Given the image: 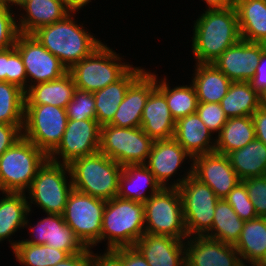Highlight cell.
<instances>
[{
  "instance_id": "1",
  "label": "cell",
  "mask_w": 266,
  "mask_h": 266,
  "mask_svg": "<svg viewBox=\"0 0 266 266\" xmlns=\"http://www.w3.org/2000/svg\"><path fill=\"white\" fill-rule=\"evenodd\" d=\"M194 20L192 46L196 63H212L240 39L235 7L207 9Z\"/></svg>"
},
{
  "instance_id": "2",
  "label": "cell",
  "mask_w": 266,
  "mask_h": 266,
  "mask_svg": "<svg viewBox=\"0 0 266 266\" xmlns=\"http://www.w3.org/2000/svg\"><path fill=\"white\" fill-rule=\"evenodd\" d=\"M75 14L77 13L71 12L63 20L40 27L32 33L67 70L103 43L75 21Z\"/></svg>"
},
{
  "instance_id": "3",
  "label": "cell",
  "mask_w": 266,
  "mask_h": 266,
  "mask_svg": "<svg viewBox=\"0 0 266 266\" xmlns=\"http://www.w3.org/2000/svg\"><path fill=\"white\" fill-rule=\"evenodd\" d=\"M144 233V203L118 196L106 201L101 228V243L107 240L106 250L134 247Z\"/></svg>"
},
{
  "instance_id": "4",
  "label": "cell",
  "mask_w": 266,
  "mask_h": 266,
  "mask_svg": "<svg viewBox=\"0 0 266 266\" xmlns=\"http://www.w3.org/2000/svg\"><path fill=\"white\" fill-rule=\"evenodd\" d=\"M68 166L73 189L106 201L118 195L123 167L102 152L75 159Z\"/></svg>"
},
{
  "instance_id": "5",
  "label": "cell",
  "mask_w": 266,
  "mask_h": 266,
  "mask_svg": "<svg viewBox=\"0 0 266 266\" xmlns=\"http://www.w3.org/2000/svg\"><path fill=\"white\" fill-rule=\"evenodd\" d=\"M72 190L69 166L47 159L39 168L30 188L25 192L26 196L29 195L27 197L29 211H33L31 208L34 204L46 214L62 215Z\"/></svg>"
},
{
  "instance_id": "6",
  "label": "cell",
  "mask_w": 266,
  "mask_h": 266,
  "mask_svg": "<svg viewBox=\"0 0 266 266\" xmlns=\"http://www.w3.org/2000/svg\"><path fill=\"white\" fill-rule=\"evenodd\" d=\"M47 159L44 151L20 138L0 156V190L25 193Z\"/></svg>"
},
{
  "instance_id": "7",
  "label": "cell",
  "mask_w": 266,
  "mask_h": 266,
  "mask_svg": "<svg viewBox=\"0 0 266 266\" xmlns=\"http://www.w3.org/2000/svg\"><path fill=\"white\" fill-rule=\"evenodd\" d=\"M122 61L124 60L119 53L102 43L68 72L74 80L76 89L94 93L115 83L133 66Z\"/></svg>"
},
{
  "instance_id": "8",
  "label": "cell",
  "mask_w": 266,
  "mask_h": 266,
  "mask_svg": "<svg viewBox=\"0 0 266 266\" xmlns=\"http://www.w3.org/2000/svg\"><path fill=\"white\" fill-rule=\"evenodd\" d=\"M145 233L188 238L178 188H162L144 203Z\"/></svg>"
},
{
  "instance_id": "9",
  "label": "cell",
  "mask_w": 266,
  "mask_h": 266,
  "mask_svg": "<svg viewBox=\"0 0 266 266\" xmlns=\"http://www.w3.org/2000/svg\"><path fill=\"white\" fill-rule=\"evenodd\" d=\"M153 142L141 127L126 128L106 124L101 126L99 152L122 167L145 164Z\"/></svg>"
},
{
  "instance_id": "10",
  "label": "cell",
  "mask_w": 266,
  "mask_h": 266,
  "mask_svg": "<svg viewBox=\"0 0 266 266\" xmlns=\"http://www.w3.org/2000/svg\"><path fill=\"white\" fill-rule=\"evenodd\" d=\"M178 189L188 237L206 236L211 231L219 198L208 185L193 174Z\"/></svg>"
},
{
  "instance_id": "11",
  "label": "cell",
  "mask_w": 266,
  "mask_h": 266,
  "mask_svg": "<svg viewBox=\"0 0 266 266\" xmlns=\"http://www.w3.org/2000/svg\"><path fill=\"white\" fill-rule=\"evenodd\" d=\"M67 121L65 108L25 105L23 137L49 155L61 142Z\"/></svg>"
},
{
  "instance_id": "12",
  "label": "cell",
  "mask_w": 266,
  "mask_h": 266,
  "mask_svg": "<svg viewBox=\"0 0 266 266\" xmlns=\"http://www.w3.org/2000/svg\"><path fill=\"white\" fill-rule=\"evenodd\" d=\"M106 200L90 196L75 189L70 193L63 219L80 241L89 248L101 242L103 211Z\"/></svg>"
},
{
  "instance_id": "13",
  "label": "cell",
  "mask_w": 266,
  "mask_h": 266,
  "mask_svg": "<svg viewBox=\"0 0 266 266\" xmlns=\"http://www.w3.org/2000/svg\"><path fill=\"white\" fill-rule=\"evenodd\" d=\"M100 130L101 125L96 119L68 120L61 142L48 159L69 165L75 159L98 152Z\"/></svg>"
},
{
  "instance_id": "14",
  "label": "cell",
  "mask_w": 266,
  "mask_h": 266,
  "mask_svg": "<svg viewBox=\"0 0 266 266\" xmlns=\"http://www.w3.org/2000/svg\"><path fill=\"white\" fill-rule=\"evenodd\" d=\"M192 158L174 138L155 140L145 165L163 188H179L192 174ZM185 159L191 162L189 164L191 165L190 168L185 169L187 172L185 171L176 180L171 178L176 175L179 169L181 171V168H184L182 167V163L185 165Z\"/></svg>"
},
{
  "instance_id": "15",
  "label": "cell",
  "mask_w": 266,
  "mask_h": 266,
  "mask_svg": "<svg viewBox=\"0 0 266 266\" xmlns=\"http://www.w3.org/2000/svg\"><path fill=\"white\" fill-rule=\"evenodd\" d=\"M27 75V88L55 80L68 72L61 61L50 53L32 34H19L15 43Z\"/></svg>"
},
{
  "instance_id": "16",
  "label": "cell",
  "mask_w": 266,
  "mask_h": 266,
  "mask_svg": "<svg viewBox=\"0 0 266 266\" xmlns=\"http://www.w3.org/2000/svg\"><path fill=\"white\" fill-rule=\"evenodd\" d=\"M46 216L35 225L29 224L30 221L27 217L24 227L29 226L32 236L30 239L26 238L18 243L46 244L65 251L69 255L80 253L87 248L75 235L72 228L65 223L63 215L47 213Z\"/></svg>"
},
{
  "instance_id": "17",
  "label": "cell",
  "mask_w": 266,
  "mask_h": 266,
  "mask_svg": "<svg viewBox=\"0 0 266 266\" xmlns=\"http://www.w3.org/2000/svg\"><path fill=\"white\" fill-rule=\"evenodd\" d=\"M192 174L208 185L219 199L225 198L241 182L228 157L215 151L194 156Z\"/></svg>"
},
{
  "instance_id": "18",
  "label": "cell",
  "mask_w": 266,
  "mask_h": 266,
  "mask_svg": "<svg viewBox=\"0 0 266 266\" xmlns=\"http://www.w3.org/2000/svg\"><path fill=\"white\" fill-rule=\"evenodd\" d=\"M265 49L266 44L240 39L212 63L232 82H249L254 76L260 55Z\"/></svg>"
},
{
  "instance_id": "19",
  "label": "cell",
  "mask_w": 266,
  "mask_h": 266,
  "mask_svg": "<svg viewBox=\"0 0 266 266\" xmlns=\"http://www.w3.org/2000/svg\"><path fill=\"white\" fill-rule=\"evenodd\" d=\"M234 245L206 236L185 241V266H243Z\"/></svg>"
},
{
  "instance_id": "20",
  "label": "cell",
  "mask_w": 266,
  "mask_h": 266,
  "mask_svg": "<svg viewBox=\"0 0 266 266\" xmlns=\"http://www.w3.org/2000/svg\"><path fill=\"white\" fill-rule=\"evenodd\" d=\"M157 86V74L144 70L128 87L113 119L108 123L115 127H141V117L150 93Z\"/></svg>"
},
{
  "instance_id": "21",
  "label": "cell",
  "mask_w": 266,
  "mask_h": 266,
  "mask_svg": "<svg viewBox=\"0 0 266 266\" xmlns=\"http://www.w3.org/2000/svg\"><path fill=\"white\" fill-rule=\"evenodd\" d=\"M185 241L144 233L134 247L150 266H185Z\"/></svg>"
},
{
  "instance_id": "22",
  "label": "cell",
  "mask_w": 266,
  "mask_h": 266,
  "mask_svg": "<svg viewBox=\"0 0 266 266\" xmlns=\"http://www.w3.org/2000/svg\"><path fill=\"white\" fill-rule=\"evenodd\" d=\"M17 25L21 34H32L38 28L63 20L71 12L63 0H25L19 6ZM25 14V15H24Z\"/></svg>"
},
{
  "instance_id": "23",
  "label": "cell",
  "mask_w": 266,
  "mask_h": 266,
  "mask_svg": "<svg viewBox=\"0 0 266 266\" xmlns=\"http://www.w3.org/2000/svg\"><path fill=\"white\" fill-rule=\"evenodd\" d=\"M173 119L165 96L155 88L147 98L141 117V128L153 140L173 138Z\"/></svg>"
},
{
  "instance_id": "24",
  "label": "cell",
  "mask_w": 266,
  "mask_h": 266,
  "mask_svg": "<svg viewBox=\"0 0 266 266\" xmlns=\"http://www.w3.org/2000/svg\"><path fill=\"white\" fill-rule=\"evenodd\" d=\"M173 138L192 156L215 151L216 137L201 121L197 113L184 116L175 122Z\"/></svg>"
},
{
  "instance_id": "25",
  "label": "cell",
  "mask_w": 266,
  "mask_h": 266,
  "mask_svg": "<svg viewBox=\"0 0 266 266\" xmlns=\"http://www.w3.org/2000/svg\"><path fill=\"white\" fill-rule=\"evenodd\" d=\"M148 188L149 190H147ZM162 188L145 164L126 165L122 168L119 178L117 196L145 203Z\"/></svg>"
},
{
  "instance_id": "26",
  "label": "cell",
  "mask_w": 266,
  "mask_h": 266,
  "mask_svg": "<svg viewBox=\"0 0 266 266\" xmlns=\"http://www.w3.org/2000/svg\"><path fill=\"white\" fill-rule=\"evenodd\" d=\"M0 199V243L5 239L10 242L13 250L20 240H12L18 230L24 229L26 218L31 213L27 202L26 193L22 192H1ZM15 241V242H14Z\"/></svg>"
},
{
  "instance_id": "27",
  "label": "cell",
  "mask_w": 266,
  "mask_h": 266,
  "mask_svg": "<svg viewBox=\"0 0 266 266\" xmlns=\"http://www.w3.org/2000/svg\"><path fill=\"white\" fill-rule=\"evenodd\" d=\"M193 79L198 103H219L227 94L232 81L213 63H195Z\"/></svg>"
},
{
  "instance_id": "28",
  "label": "cell",
  "mask_w": 266,
  "mask_h": 266,
  "mask_svg": "<svg viewBox=\"0 0 266 266\" xmlns=\"http://www.w3.org/2000/svg\"><path fill=\"white\" fill-rule=\"evenodd\" d=\"M144 68L131 67L119 80L93 93L95 99L96 120L102 125L108 124L125 97L129 85L144 71Z\"/></svg>"
},
{
  "instance_id": "29",
  "label": "cell",
  "mask_w": 266,
  "mask_h": 266,
  "mask_svg": "<svg viewBox=\"0 0 266 266\" xmlns=\"http://www.w3.org/2000/svg\"><path fill=\"white\" fill-rule=\"evenodd\" d=\"M76 85L69 72L58 79L39 83L25 90V105H53L66 108L73 98Z\"/></svg>"
},
{
  "instance_id": "30",
  "label": "cell",
  "mask_w": 266,
  "mask_h": 266,
  "mask_svg": "<svg viewBox=\"0 0 266 266\" xmlns=\"http://www.w3.org/2000/svg\"><path fill=\"white\" fill-rule=\"evenodd\" d=\"M240 37L266 44V0H235Z\"/></svg>"
},
{
  "instance_id": "31",
  "label": "cell",
  "mask_w": 266,
  "mask_h": 266,
  "mask_svg": "<svg viewBox=\"0 0 266 266\" xmlns=\"http://www.w3.org/2000/svg\"><path fill=\"white\" fill-rule=\"evenodd\" d=\"M226 156L241 181L266 175V145L257 138Z\"/></svg>"
},
{
  "instance_id": "32",
  "label": "cell",
  "mask_w": 266,
  "mask_h": 266,
  "mask_svg": "<svg viewBox=\"0 0 266 266\" xmlns=\"http://www.w3.org/2000/svg\"><path fill=\"white\" fill-rule=\"evenodd\" d=\"M244 265L255 266L264 256L266 250V218L256 217L244 221L237 243L234 245Z\"/></svg>"
},
{
  "instance_id": "33",
  "label": "cell",
  "mask_w": 266,
  "mask_h": 266,
  "mask_svg": "<svg viewBox=\"0 0 266 266\" xmlns=\"http://www.w3.org/2000/svg\"><path fill=\"white\" fill-rule=\"evenodd\" d=\"M256 138L252 116L228 118L216 137L215 152L227 155Z\"/></svg>"
},
{
  "instance_id": "34",
  "label": "cell",
  "mask_w": 266,
  "mask_h": 266,
  "mask_svg": "<svg viewBox=\"0 0 266 266\" xmlns=\"http://www.w3.org/2000/svg\"><path fill=\"white\" fill-rule=\"evenodd\" d=\"M220 105L228 118L252 116L260 107V95L250 82H232Z\"/></svg>"
},
{
  "instance_id": "35",
  "label": "cell",
  "mask_w": 266,
  "mask_h": 266,
  "mask_svg": "<svg viewBox=\"0 0 266 266\" xmlns=\"http://www.w3.org/2000/svg\"><path fill=\"white\" fill-rule=\"evenodd\" d=\"M243 226L244 221L240 219L230 204L222 198L217 201L212 228L206 237L235 245Z\"/></svg>"
},
{
  "instance_id": "36",
  "label": "cell",
  "mask_w": 266,
  "mask_h": 266,
  "mask_svg": "<svg viewBox=\"0 0 266 266\" xmlns=\"http://www.w3.org/2000/svg\"><path fill=\"white\" fill-rule=\"evenodd\" d=\"M167 80L166 77L158 80L157 74L156 88L165 96L173 119L177 121L184 116L196 113L198 100L194 86L190 83V85L171 88Z\"/></svg>"
},
{
  "instance_id": "37",
  "label": "cell",
  "mask_w": 266,
  "mask_h": 266,
  "mask_svg": "<svg viewBox=\"0 0 266 266\" xmlns=\"http://www.w3.org/2000/svg\"><path fill=\"white\" fill-rule=\"evenodd\" d=\"M13 253L22 266H54L70 256L46 244L29 243H18Z\"/></svg>"
},
{
  "instance_id": "38",
  "label": "cell",
  "mask_w": 266,
  "mask_h": 266,
  "mask_svg": "<svg viewBox=\"0 0 266 266\" xmlns=\"http://www.w3.org/2000/svg\"><path fill=\"white\" fill-rule=\"evenodd\" d=\"M24 93L19 86L0 81V123L24 125Z\"/></svg>"
},
{
  "instance_id": "39",
  "label": "cell",
  "mask_w": 266,
  "mask_h": 266,
  "mask_svg": "<svg viewBox=\"0 0 266 266\" xmlns=\"http://www.w3.org/2000/svg\"><path fill=\"white\" fill-rule=\"evenodd\" d=\"M0 81L27 89V75L20 53L15 46L0 50Z\"/></svg>"
},
{
  "instance_id": "40",
  "label": "cell",
  "mask_w": 266,
  "mask_h": 266,
  "mask_svg": "<svg viewBox=\"0 0 266 266\" xmlns=\"http://www.w3.org/2000/svg\"><path fill=\"white\" fill-rule=\"evenodd\" d=\"M65 109L68 120L96 119L95 99L87 91L76 89Z\"/></svg>"
},
{
  "instance_id": "41",
  "label": "cell",
  "mask_w": 266,
  "mask_h": 266,
  "mask_svg": "<svg viewBox=\"0 0 266 266\" xmlns=\"http://www.w3.org/2000/svg\"><path fill=\"white\" fill-rule=\"evenodd\" d=\"M243 221L257 217L252 201L249 198L245 183H238L224 198Z\"/></svg>"
},
{
  "instance_id": "42",
  "label": "cell",
  "mask_w": 266,
  "mask_h": 266,
  "mask_svg": "<svg viewBox=\"0 0 266 266\" xmlns=\"http://www.w3.org/2000/svg\"><path fill=\"white\" fill-rule=\"evenodd\" d=\"M13 7L0 4V50L15 46L20 34Z\"/></svg>"
},
{
  "instance_id": "43",
  "label": "cell",
  "mask_w": 266,
  "mask_h": 266,
  "mask_svg": "<svg viewBox=\"0 0 266 266\" xmlns=\"http://www.w3.org/2000/svg\"><path fill=\"white\" fill-rule=\"evenodd\" d=\"M196 113L212 134L216 132V137L228 120L219 103H198Z\"/></svg>"
},
{
  "instance_id": "44",
  "label": "cell",
  "mask_w": 266,
  "mask_h": 266,
  "mask_svg": "<svg viewBox=\"0 0 266 266\" xmlns=\"http://www.w3.org/2000/svg\"><path fill=\"white\" fill-rule=\"evenodd\" d=\"M257 217L266 218V175L243 180Z\"/></svg>"
},
{
  "instance_id": "45",
  "label": "cell",
  "mask_w": 266,
  "mask_h": 266,
  "mask_svg": "<svg viewBox=\"0 0 266 266\" xmlns=\"http://www.w3.org/2000/svg\"><path fill=\"white\" fill-rule=\"evenodd\" d=\"M23 125L0 123V156L23 137Z\"/></svg>"
},
{
  "instance_id": "46",
  "label": "cell",
  "mask_w": 266,
  "mask_h": 266,
  "mask_svg": "<svg viewBox=\"0 0 266 266\" xmlns=\"http://www.w3.org/2000/svg\"><path fill=\"white\" fill-rule=\"evenodd\" d=\"M90 266H123L121 261V248L106 250L103 254L95 253L91 250Z\"/></svg>"
},
{
  "instance_id": "47",
  "label": "cell",
  "mask_w": 266,
  "mask_h": 266,
  "mask_svg": "<svg viewBox=\"0 0 266 266\" xmlns=\"http://www.w3.org/2000/svg\"><path fill=\"white\" fill-rule=\"evenodd\" d=\"M249 82L259 95L266 89V49L261 53L254 76Z\"/></svg>"
},
{
  "instance_id": "48",
  "label": "cell",
  "mask_w": 266,
  "mask_h": 266,
  "mask_svg": "<svg viewBox=\"0 0 266 266\" xmlns=\"http://www.w3.org/2000/svg\"><path fill=\"white\" fill-rule=\"evenodd\" d=\"M121 261L123 266H150L135 247H122Z\"/></svg>"
},
{
  "instance_id": "49",
  "label": "cell",
  "mask_w": 266,
  "mask_h": 266,
  "mask_svg": "<svg viewBox=\"0 0 266 266\" xmlns=\"http://www.w3.org/2000/svg\"><path fill=\"white\" fill-rule=\"evenodd\" d=\"M256 138L266 145V109L259 107L252 115Z\"/></svg>"
},
{
  "instance_id": "50",
  "label": "cell",
  "mask_w": 266,
  "mask_h": 266,
  "mask_svg": "<svg viewBox=\"0 0 266 266\" xmlns=\"http://www.w3.org/2000/svg\"><path fill=\"white\" fill-rule=\"evenodd\" d=\"M91 248L87 247L84 251L70 255L64 261L54 266H90Z\"/></svg>"
},
{
  "instance_id": "51",
  "label": "cell",
  "mask_w": 266,
  "mask_h": 266,
  "mask_svg": "<svg viewBox=\"0 0 266 266\" xmlns=\"http://www.w3.org/2000/svg\"><path fill=\"white\" fill-rule=\"evenodd\" d=\"M207 9H227L235 6V0H203Z\"/></svg>"
},
{
  "instance_id": "52",
  "label": "cell",
  "mask_w": 266,
  "mask_h": 266,
  "mask_svg": "<svg viewBox=\"0 0 266 266\" xmlns=\"http://www.w3.org/2000/svg\"><path fill=\"white\" fill-rule=\"evenodd\" d=\"M65 2V5L67 9L70 12L76 13L80 9L84 8L88 3L91 2V0H63Z\"/></svg>"
},
{
  "instance_id": "53",
  "label": "cell",
  "mask_w": 266,
  "mask_h": 266,
  "mask_svg": "<svg viewBox=\"0 0 266 266\" xmlns=\"http://www.w3.org/2000/svg\"><path fill=\"white\" fill-rule=\"evenodd\" d=\"M260 106L266 109V89L260 94Z\"/></svg>"
},
{
  "instance_id": "54",
  "label": "cell",
  "mask_w": 266,
  "mask_h": 266,
  "mask_svg": "<svg viewBox=\"0 0 266 266\" xmlns=\"http://www.w3.org/2000/svg\"><path fill=\"white\" fill-rule=\"evenodd\" d=\"M255 266H266V250L263 258Z\"/></svg>"
},
{
  "instance_id": "55",
  "label": "cell",
  "mask_w": 266,
  "mask_h": 266,
  "mask_svg": "<svg viewBox=\"0 0 266 266\" xmlns=\"http://www.w3.org/2000/svg\"><path fill=\"white\" fill-rule=\"evenodd\" d=\"M0 4L12 7V0H0Z\"/></svg>"
},
{
  "instance_id": "56",
  "label": "cell",
  "mask_w": 266,
  "mask_h": 266,
  "mask_svg": "<svg viewBox=\"0 0 266 266\" xmlns=\"http://www.w3.org/2000/svg\"><path fill=\"white\" fill-rule=\"evenodd\" d=\"M24 1L25 0H12V7L17 6L18 8V6Z\"/></svg>"
}]
</instances>
